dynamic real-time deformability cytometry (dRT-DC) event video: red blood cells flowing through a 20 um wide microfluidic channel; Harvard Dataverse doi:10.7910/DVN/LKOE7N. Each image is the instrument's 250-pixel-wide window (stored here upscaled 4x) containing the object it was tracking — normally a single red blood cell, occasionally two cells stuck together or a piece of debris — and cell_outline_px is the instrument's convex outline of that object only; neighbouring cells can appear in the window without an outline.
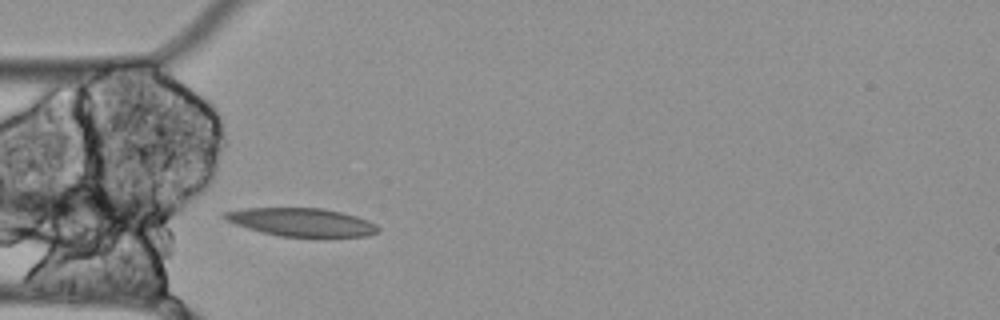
{"species": "Egyptian fruit bat (a non-hibernating species)", "species_latin": "Rousettus aegyptiacus", "temperature_condition": "cold", "stored_images_in_passage": 42, "camera_frame_rate_fps": 3000, "um_per_image_px": 0.085, "animal": {"sex": "female"}, "frame": {"image": 1, "passage_image": 4, "time_ms": 1.0, "image_size_px": [1000, 320], "cell_outline_px": [[380, 232], [368, 236], [324, 240], [316, 240], [280, 236], [260, 232], [224, 220], [220, 216], [220, 212], [244, 208], [324, 208], [356, 216], [368, 220], [376, 224], [380, 228]], "centroid_in_image_um": [25.69, 18.94], "position_along_channel_um": 59.3, "area_um2": 26.7}}
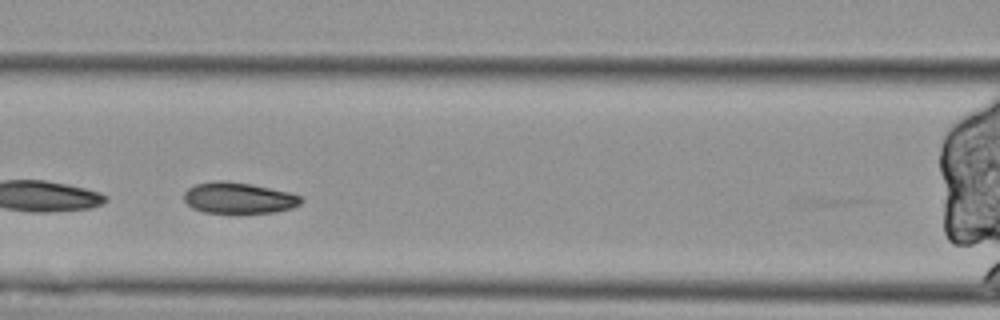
{"frame": {"image": 2, "passage_image": 11, "time_ms": 3.333, "image_size_px": [1000, 320], "cell_outline_px": [[304, 200], [300, 204], [292, 208], [276, 212], [240, 216], [204, 212], [192, 208], [184, 200], [184, 192], [188, 188], [196, 184], [216, 180], [224, 180], [252, 184], [288, 192], [300, 196]], "centroid_in_image_um": [20.28, 16.87], "position_along_channel_um": 146.3, "area_um2": 22.14}}
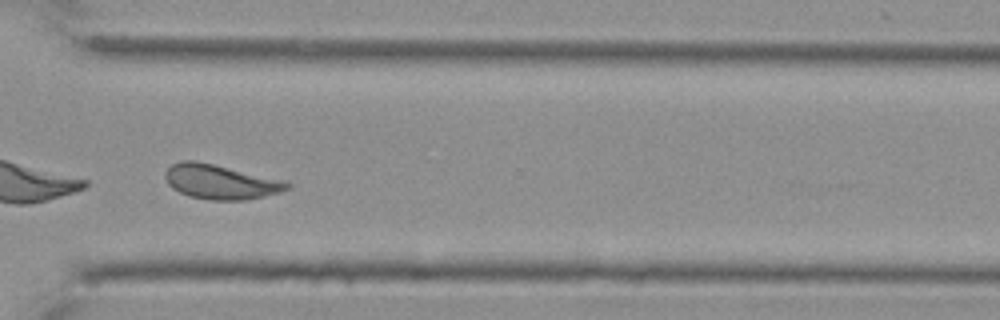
{"frame": {"image": 3, "passage_image": 29, "time_ms": 9.333, "image_size_px": [1000, 320], "cell_outline_px": [[292, 188], [280, 192], [264, 196], [244, 200], [208, 200], [188, 196], [172, 188], [168, 184], [168, 168], [172, 164], [184, 160], [192, 160], [212, 164], [288, 180], [292, 184]], "centroid_in_image_um": [18.85, 15.47], "position_along_channel_um": 351.8, "area_um2": 24.51}, "authors_computed_cell_mechanics": {"area_um2": 23.698, "velocity_mm_per_s": 3.4288, "shape_relaxation_time_tau1_ms": null, "shape_relaxation_time_tau2_ms": 5.0926, "deformation_change_tau1": null, "deformation_change_tau2": 0.0586}}